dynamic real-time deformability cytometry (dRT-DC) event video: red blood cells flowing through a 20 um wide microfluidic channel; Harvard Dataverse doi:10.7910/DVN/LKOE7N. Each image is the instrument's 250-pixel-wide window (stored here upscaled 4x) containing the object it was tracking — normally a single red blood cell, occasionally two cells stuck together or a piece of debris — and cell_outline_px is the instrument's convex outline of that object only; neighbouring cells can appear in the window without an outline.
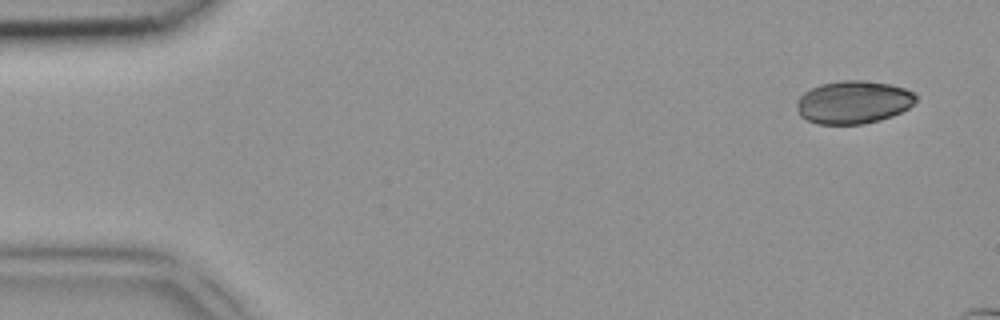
{"species": "common noctule bat (a hibernating species)", "species_latin": "Nyctalus noctula", "temperature_condition": "room temperature", "stored_images_in_passage": 4, "camera_frame_rate_fps": 3000, "um_per_image_px": 0.085, "animal": {"sex": "female", "body_mass_g": 18.4}, "frame": {"image": 1, "passage_image": 1, "time_ms": 0.0, "image_size_px": [1000, 320], "cell_outline_px": [[916, 100], [908, 108], [892, 116], [880, 120], [864, 124], [816, 124], [800, 116], [796, 108], [796, 100], [804, 92], [820, 84], [840, 80], [864, 80], [888, 84], [904, 88], [912, 92], [916, 96]], "centroid_in_image_um": [72.5, 8.69], "position_along_channel_um": 12.5, "area_um2": 29.88}}